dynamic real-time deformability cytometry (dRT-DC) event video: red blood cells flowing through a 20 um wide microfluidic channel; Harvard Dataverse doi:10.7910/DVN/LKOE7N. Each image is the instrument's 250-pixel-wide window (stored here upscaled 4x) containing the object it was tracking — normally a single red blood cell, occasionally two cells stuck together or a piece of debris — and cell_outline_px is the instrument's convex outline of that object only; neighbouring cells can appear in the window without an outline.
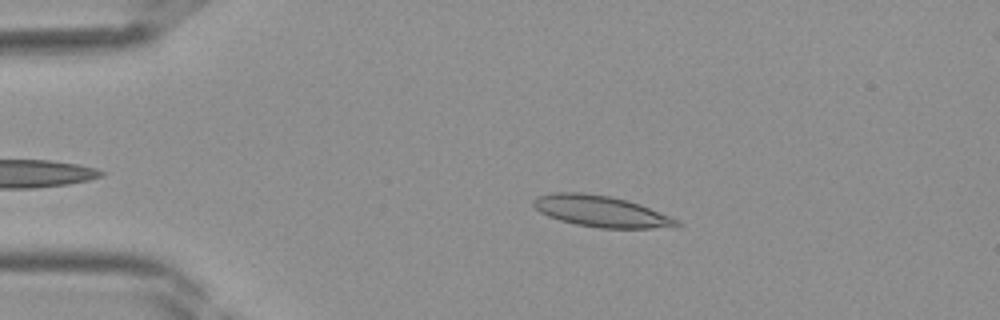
{"species": "Egyptian fruit bat (a non-hibernating species)", "species_latin": "Rousettus aegyptiacus", "temperature_condition": "room temperature", "stored_images_in_passage": 34, "camera_frame_rate_fps": 3000, "um_per_image_px": 0.085, "frame": {"image": 1, "passage_image": 7, "time_ms": 2.0, "image_size_px": [1000, 320], "cell_outline_px": [[684, 224], [676, 228], [600, 228], [576, 224], [560, 220], [548, 216], [540, 212], [532, 204], [532, 200], [536, 196], [552, 192], [580, 192], [608, 196], [628, 200], [640, 204], [680, 220]], "centroid_in_image_um": [51.13, 17.97], "position_along_channel_um": 33.9, "area_um2": 26.36}}
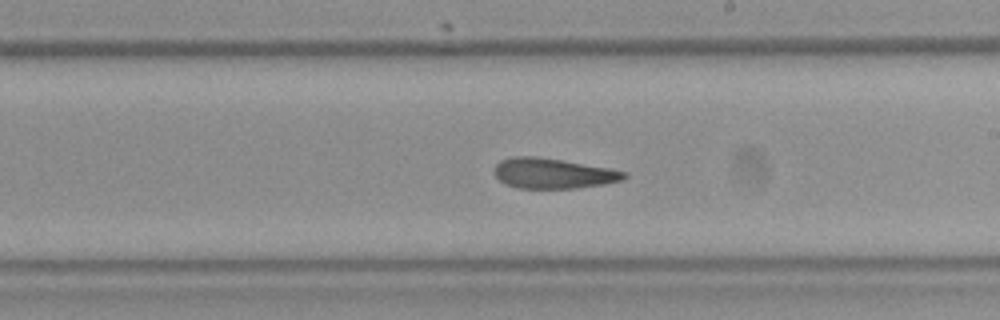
{"frame": {"image": 2, "passage_image": 22, "time_ms": 7.0, "image_size_px": [1000, 320], "cell_outline_px": [[628, 176], [620, 180], [604, 184], [576, 188], [516, 188], [500, 180], [492, 172], [492, 168], [500, 160], [512, 156], [536, 156], [608, 168], [628, 172]], "centroid_in_image_um": [46.96, 14.73], "position_along_channel_um": 242.0, "area_um2": 22.83}}
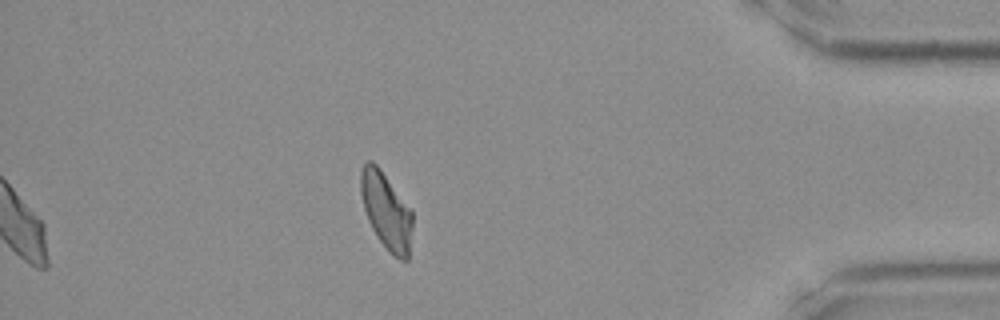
{"frame": {"image": 3, "passage_image": 34, "time_ms": 11.0, "image_size_px": [1000, 320], "cell_outline_px": [[412, 228], [408, 260], [400, 260], [380, 240], [372, 228], [368, 220], [364, 208], [360, 192], [360, 172], [364, 164], [368, 160], [372, 160], [380, 168], [412, 212]], "centroid_in_image_um": [32.81, 17.88], "position_along_channel_um": 402.4, "area_um2": 22.6}}